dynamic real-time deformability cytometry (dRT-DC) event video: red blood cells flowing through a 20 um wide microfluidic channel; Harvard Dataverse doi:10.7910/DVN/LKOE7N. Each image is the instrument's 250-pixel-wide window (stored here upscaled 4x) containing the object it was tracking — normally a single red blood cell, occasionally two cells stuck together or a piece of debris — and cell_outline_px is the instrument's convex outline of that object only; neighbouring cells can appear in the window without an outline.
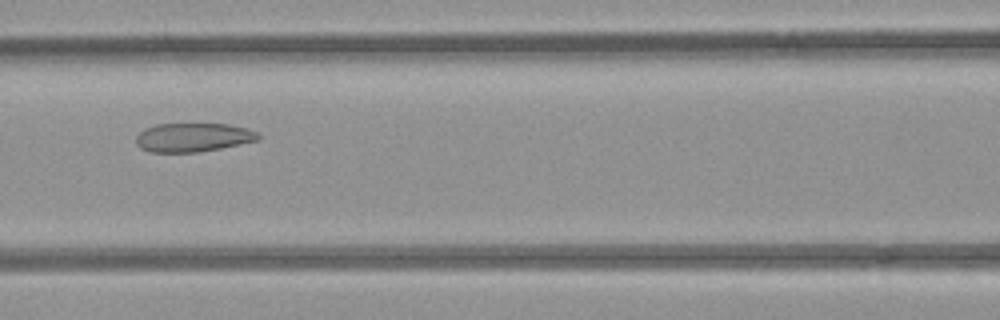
{"species": "common noctule bat (a hibernating species)", "species_latin": "Nyctalus noctula", "temperature_condition": "room temperature", "stored_images_in_passage": 9, "camera_frame_rate_fps": 3000, "um_per_image_px": 0.085, "animal": {"sex": "female", "body_mass_g": 21.9}, "frame": {"image": 1, "passage_image": 7, "time_ms": 6.667, "image_size_px": [1000, 320], "cell_outline_px": [[260, 140], [200, 152], [152, 152], [140, 148], [136, 144], [136, 136], [144, 128], [156, 124], [228, 124], [244, 128], [256, 132], [260, 136]], "centroid_in_image_um": [16.38, 11.68], "position_along_channel_um": 150.2, "area_um2": 20.46}}
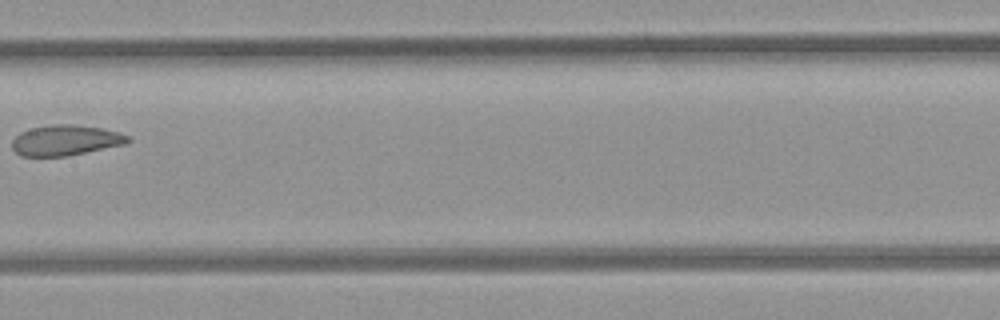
{"frame": {"image": 2, "passage_image": 8, "time_ms": 8.0, "image_size_px": [1000, 320], "cell_outline_px": [[132, 140], [124, 144], [68, 156], [20, 156], [12, 148], [12, 140], [20, 132], [32, 128], [52, 124], [72, 124], [100, 128], [120, 132], [128, 136]], "centroid_in_image_um": [5.56, 11.92], "position_along_channel_um": 201.8, "area_um2": 20.52}}
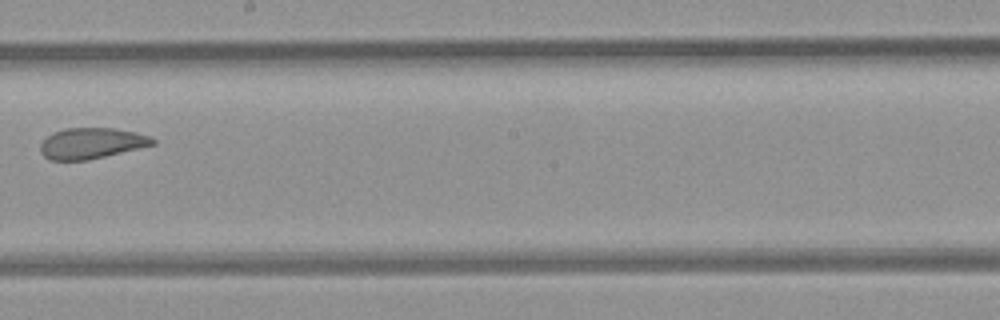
{"frame": {"image": 3, "passage_image": 9, "time_ms": 9.0, "image_size_px": [1000, 320], "cell_outline_px": [[156, 144], [88, 160], [52, 160], [44, 156], [40, 152], [40, 144], [52, 132], [64, 128], [112, 128], [136, 132], [148, 136], [156, 140]], "centroid_in_image_um": [7.76, 12.17], "position_along_channel_um": 240.4, "area_um2": 20.11}}